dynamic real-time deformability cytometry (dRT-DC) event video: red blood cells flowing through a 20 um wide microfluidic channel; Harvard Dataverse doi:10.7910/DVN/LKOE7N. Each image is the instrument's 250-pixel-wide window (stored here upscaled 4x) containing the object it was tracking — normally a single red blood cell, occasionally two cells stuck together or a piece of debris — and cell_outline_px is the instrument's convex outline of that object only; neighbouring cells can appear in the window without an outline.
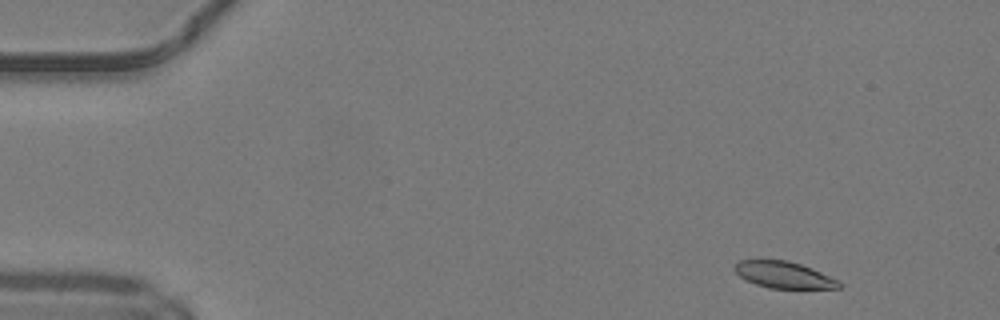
{"species": "common noctule bat (a hibernating species)", "species_latin": "Nyctalus noctula", "temperature_condition": "warm", "stored_images_in_passage": 46, "camera_frame_rate_fps": 3000, "um_per_image_px": 0.085, "animal": {"sex": "male", "body_mass_g": 19.2, "forearm_length_mm": 51.8}, "frame": {"image": 1, "passage_image": 2, "time_ms": 0.333, "image_size_px": [1000, 320], "cell_outline_px": [[840, 288], [768, 288], [756, 284], [740, 276], [732, 268], [740, 260], [788, 260], [812, 268], [840, 280]], "centroid_in_image_um": [66.64, 23.36], "position_along_channel_um": 18.4, "area_um2": 16.07}}
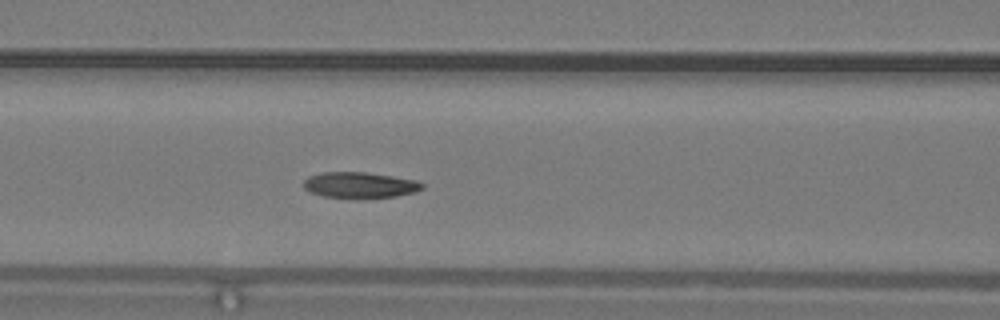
{"frame": {"image": 2, "passage_image": 18, "time_ms": 5.667, "image_size_px": [1000, 320], "cell_outline_px": [[424, 188], [416, 192], [396, 196], [324, 196], [308, 192], [304, 188], [304, 180], [308, 176], [320, 172], [364, 172], [392, 176], [416, 180], [424, 184]], "centroid_in_image_um": [30.57, 15.69], "position_along_channel_um": 136.0, "area_um2": 17.4}}
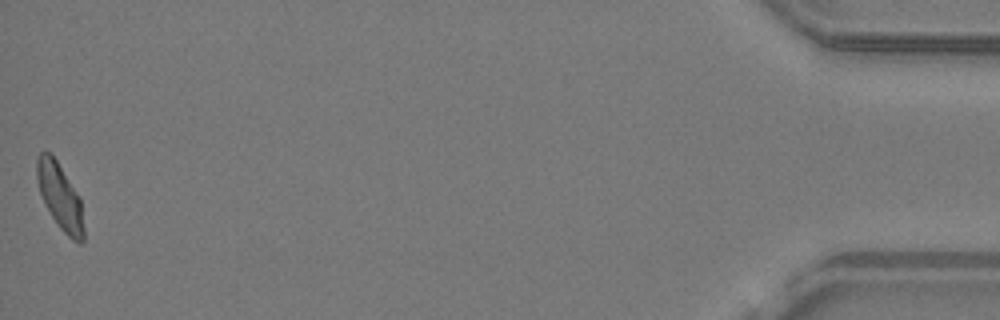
{"frame": {"image": 3, "passage_image": 46, "time_ms": 15.0, "image_size_px": [1000, 320], "cell_outline_px": [[84, 240], [80, 244], [72, 240], [60, 228], [52, 216], [40, 192], [36, 176], [36, 156], [40, 152], [52, 152], [80, 196], [84, 228]], "centroid_in_image_um": [5.11, 16.67], "position_along_channel_um": 430.1, "area_um2": 18.15}, "authors_computed_cell_mechanics": {"area_um2": 17.9758, "velocity_mm_per_s": 4.2001, "shape_relaxation_time_tau1_ms": 5.8501, "shape_relaxation_time_tau2_ms": 2.2196, "deformation_change_tau1": 0.1591, "deformation_change_tau2": 0.0794}}